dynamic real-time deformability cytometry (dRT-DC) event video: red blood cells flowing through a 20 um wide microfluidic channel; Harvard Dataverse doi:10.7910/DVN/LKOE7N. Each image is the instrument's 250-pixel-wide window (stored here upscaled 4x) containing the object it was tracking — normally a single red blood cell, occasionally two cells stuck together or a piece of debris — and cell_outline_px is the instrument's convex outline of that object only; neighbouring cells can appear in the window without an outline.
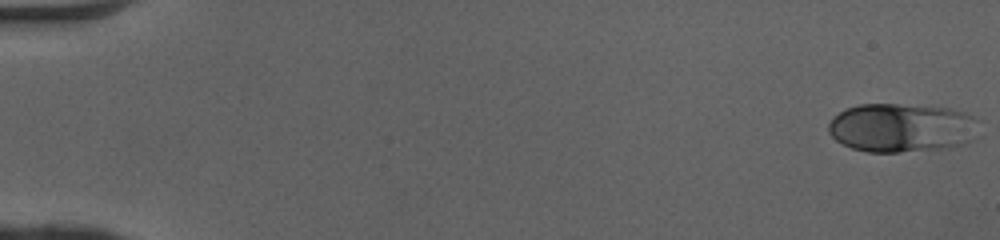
{"species": "human", "species_latin": "Homo sapiens", "temperature_condition": "cold", "stored_images_in_passage": 50, "camera_frame_rate_fps": 3000, "um_per_image_px": 0.085, "donor": {"sex": "female"}, "frame": {"image": 1, "passage_image": 1, "time_ms": 0.0, "image_size_px": [1000, 240], "cell_outline_px": [[976, 120], [968, 140], [960, 144], [948, 148], [896, 152], [868, 152], [852, 148], [836, 140], [828, 132], [828, 124], [840, 112], [848, 108], [860, 104], [896, 104], [948, 108], [964, 112], [972, 116]], "centroid_in_image_um": [76.55, 10.86], "position_along_channel_um": 8.4, "area_um2": 41.96}}
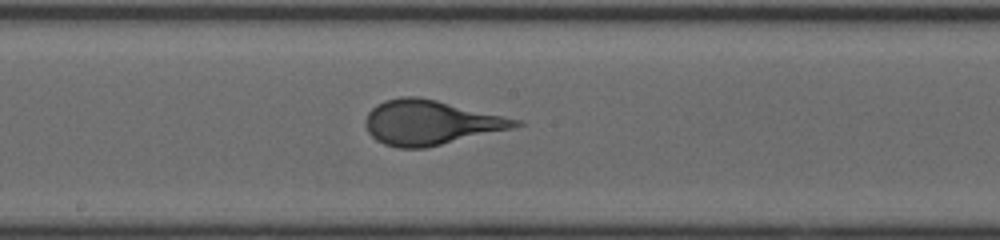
{"frame": {"image": 2, "passage_image": 28, "time_ms": 9.0, "image_size_px": [1000, 240], "cell_outline_px": [[524, 124], [512, 128], [424, 148], [396, 148], [384, 144], [376, 140], [368, 132], [364, 124], [364, 120], [368, 112], [376, 104], [384, 100], [400, 96], [416, 96], [436, 100], [524, 120]], "centroid_in_image_um": [36.57, 10.4], "position_along_channel_um": 211.6, "area_um2": 39.02}}
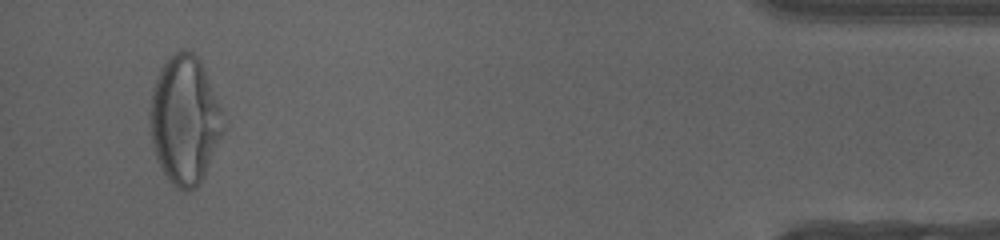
{"frame": {"image": 3, "passage_image": 48, "time_ms": 15.667, "image_size_px": [1000, 240], "cell_outline_px": [[220, 136], [204, 176], [196, 188], [188, 192], [176, 188], [168, 180], [156, 156], [152, 144], [148, 120], [148, 112], [152, 88], [156, 76], [160, 68], [176, 52], [184, 48], [192, 52], [204, 64], [220, 108]], "centroid_in_image_um": [15.64, 10.18], "position_along_channel_um": 419.6, "area_um2": 54.33}, "authors_computed_cell_mechanics": {"area_um2": 39.0439, "velocity_mm_per_s": 4.0967, "shape_relaxation_time_tau1_ms": 3.6288, "shape_relaxation_time_tau2_ms": null, "deformation_change_tau1": 0.1616, "deformation_change_tau2": null}}